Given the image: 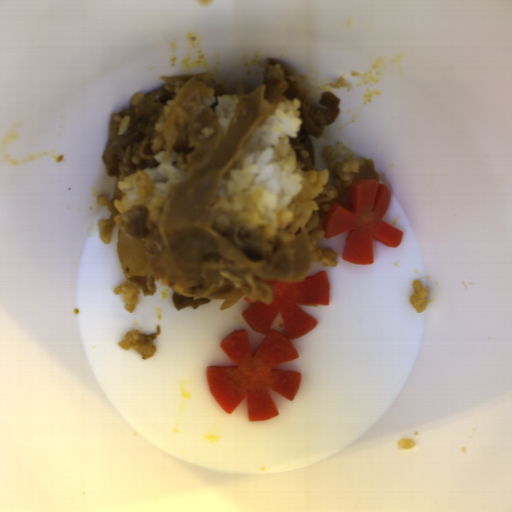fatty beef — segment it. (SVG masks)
<instances>
[{
    "instance_id": "8fa450e3",
    "label": "fatty beef",
    "mask_w": 512,
    "mask_h": 512,
    "mask_svg": "<svg viewBox=\"0 0 512 512\" xmlns=\"http://www.w3.org/2000/svg\"><path fill=\"white\" fill-rule=\"evenodd\" d=\"M160 79L162 86L147 95L135 93L126 110L111 114L102 155L107 174L116 182L112 198L102 194L97 198L109 211V218L98 223L100 239L110 244L117 226L128 238L146 244V273L127 281L143 296H154L155 282L160 281L172 289L177 311L223 299L222 311L245 297L271 303L274 291L261 283L263 279L295 283L306 279L313 263L337 266L334 248H318V243L326 234L323 227L332 206L338 202L350 210L351 187H343L340 178L329 182V170L315 168L310 136L321 137L324 127L338 117L339 97L323 92L322 109H315L300 79L273 58L266 59L263 84L252 91L241 85L236 93H227L206 71ZM221 95L240 98L227 133L214 111ZM283 97L302 101L303 122L291 142L304 182L292 202L290 224L270 239L242 225H216L222 179L237 168L256 128ZM128 114L131 124L118 135L119 123ZM163 151L165 156L177 153L173 166L185 170L186 178L169 196L160 221L149 224L148 210L142 206L118 212L113 206L115 198L122 199L118 181L157 167L153 156Z\"/></svg>"
},
{
    "instance_id": "1bbc456c",
    "label": "fatty beef",
    "mask_w": 512,
    "mask_h": 512,
    "mask_svg": "<svg viewBox=\"0 0 512 512\" xmlns=\"http://www.w3.org/2000/svg\"><path fill=\"white\" fill-rule=\"evenodd\" d=\"M161 328L157 326L156 332L150 335H142L140 331L133 330L126 334L123 341L119 342V347L123 350L134 349L136 353L142 356V359H148L155 355L156 346L154 340L160 334Z\"/></svg>"
},
{
    "instance_id": "5ad873be",
    "label": "fatty beef",
    "mask_w": 512,
    "mask_h": 512,
    "mask_svg": "<svg viewBox=\"0 0 512 512\" xmlns=\"http://www.w3.org/2000/svg\"><path fill=\"white\" fill-rule=\"evenodd\" d=\"M354 161H357L360 167L359 172H355L354 177V183L358 180H364V179H374L377 180L378 183L380 181V175L376 170V162L373 160H368L363 157H356Z\"/></svg>"
}]
</instances>
